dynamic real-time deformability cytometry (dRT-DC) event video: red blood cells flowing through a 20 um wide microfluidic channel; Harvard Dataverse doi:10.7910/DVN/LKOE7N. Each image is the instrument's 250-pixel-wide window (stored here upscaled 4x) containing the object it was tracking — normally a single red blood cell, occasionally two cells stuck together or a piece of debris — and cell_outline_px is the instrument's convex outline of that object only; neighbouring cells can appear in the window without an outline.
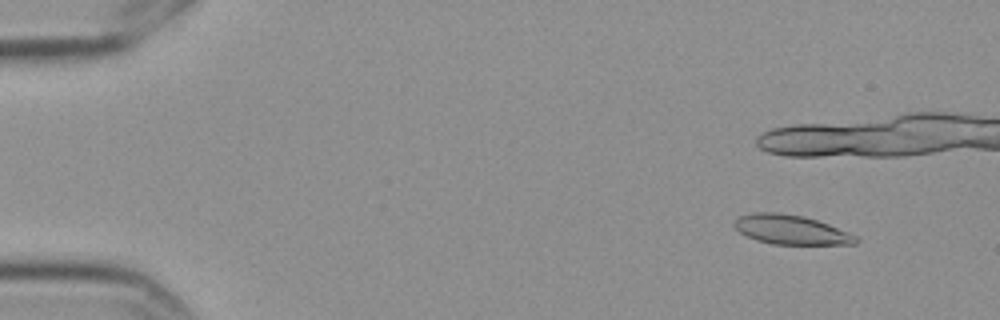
{"species": "Egyptian fruit bat (a non-hibernating species)", "species_latin": "Rousettus aegyptiacus", "temperature_condition": "cold", "stored_images_in_passage": 9, "camera_frame_rate_fps": 3000, "um_per_image_px": 0.085, "frame": {"image": 1, "passage_image": 2, "time_ms": 0.333, "image_size_px": [1000, 320], "cell_outline_px": [[860, 240], [856, 244], [772, 244], [756, 240], [740, 232], [732, 224], [740, 216], [756, 212], [776, 212], [804, 216], [828, 224], [856, 236]], "centroid_in_image_um": [67.23, 19.53], "position_along_channel_um": 17.8, "area_um2": 20.58}}